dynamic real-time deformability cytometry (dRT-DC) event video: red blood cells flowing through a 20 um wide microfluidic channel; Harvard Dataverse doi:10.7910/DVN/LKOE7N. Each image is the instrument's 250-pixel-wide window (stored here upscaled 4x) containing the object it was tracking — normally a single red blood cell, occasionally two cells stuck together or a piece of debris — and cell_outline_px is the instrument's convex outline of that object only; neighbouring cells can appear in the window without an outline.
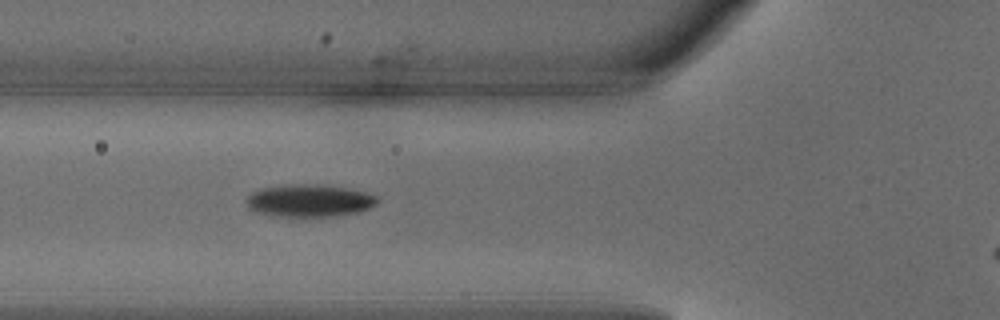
{"species": "common noctule bat (a hibernating species)", "species_latin": "Nyctalus noctula", "temperature_condition": "warm", "stored_images_in_passage": 5, "camera_frame_rate_fps": 3000, "um_per_image_px": 0.085, "animal": {"sex": "male", "body_mass_g": 18.8}, "frame": {"image": 1, "passage_image": 4, "time_ms": 1.0, "image_size_px": [1000, 320], "cell_outline_px": [[380, 200], [376, 204], [368, 208], [356, 212], [332, 216], [272, 216], [256, 212], [248, 208], [244, 200], [252, 192], [260, 188], [284, 184], [324, 184], [348, 188], [368, 192], [380, 196]], "centroid_in_image_um": [26.28, 17.03], "position_along_channel_um": 99.5, "area_um2": 25.2}}